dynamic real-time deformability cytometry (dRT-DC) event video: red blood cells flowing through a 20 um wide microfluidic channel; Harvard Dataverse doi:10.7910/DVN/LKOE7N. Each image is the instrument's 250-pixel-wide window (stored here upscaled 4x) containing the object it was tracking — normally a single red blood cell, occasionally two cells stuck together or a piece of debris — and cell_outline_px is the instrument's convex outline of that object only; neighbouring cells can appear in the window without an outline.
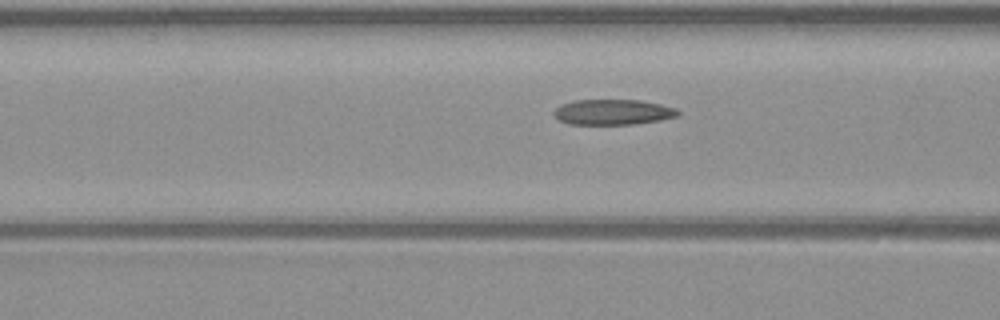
{"species": "common noctule bat (a hibernating species)", "species_latin": "Nyctalus noctula", "temperature_condition": "warm", "stored_images_in_passage": 6, "camera_frame_rate_fps": 3000, "um_per_image_px": 0.085, "animal": {"sex": "male", "body_mass_g": 23.1, "forearm_length_mm": 52.7}, "frame": {"image": 1, "passage_image": 4, "time_ms": 1.0, "image_size_px": [1000, 320], "cell_outline_px": [[680, 112], [676, 116], [660, 120], [632, 124], [568, 124], [560, 120], [552, 112], [560, 104], [572, 100], [640, 100], [660, 104], [676, 108]], "centroid_in_image_um": [52.07, 9.52], "position_along_channel_um": 114.5, "area_um2": 18.32}}